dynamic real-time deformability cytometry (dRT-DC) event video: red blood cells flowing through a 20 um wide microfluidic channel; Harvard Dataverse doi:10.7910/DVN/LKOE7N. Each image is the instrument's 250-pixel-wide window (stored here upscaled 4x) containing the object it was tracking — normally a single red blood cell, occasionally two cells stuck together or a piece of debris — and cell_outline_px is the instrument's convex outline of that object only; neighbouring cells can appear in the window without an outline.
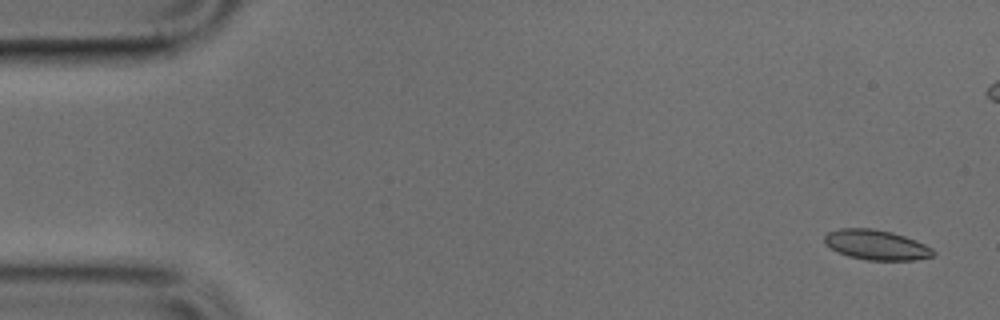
{"species": "common noctule bat (a hibernating species)", "species_latin": "Nyctalus noctula", "temperature_condition": "cold", "stored_images_in_passage": 50, "camera_frame_rate_fps": 3000, "um_per_image_px": 0.085, "animal": {"sex": "male", "body_mass_g": 17.9, "forearm_length_mm": 54.2}, "frame": {"image": 1, "passage_image": 2, "time_ms": 0.333, "image_size_px": [1000, 320], "cell_outline_px": [[936, 252], [932, 256], [916, 260], [868, 260], [848, 256], [836, 252], [824, 244], [824, 236], [828, 232], [840, 228], [872, 228], [892, 232], [916, 240], [932, 248]], "centroid_in_image_um": [74.46, 20.81], "position_along_channel_um": 10.5, "area_um2": 19.13}}
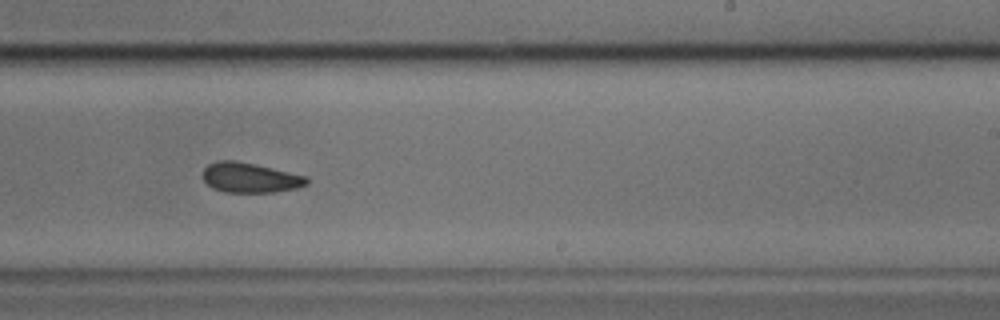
{"frame": {"image": 2, "passage_image": 30, "time_ms": 9.667, "image_size_px": [1000, 320], "cell_outline_px": [[308, 184], [296, 188], [272, 192], [224, 192], [212, 188], [204, 180], [204, 168], [208, 164], [216, 160], [236, 160], [256, 164], [308, 176]], "centroid_in_image_um": [21.26, 15.09], "position_along_channel_um": 267.7, "area_um2": 18.21}}
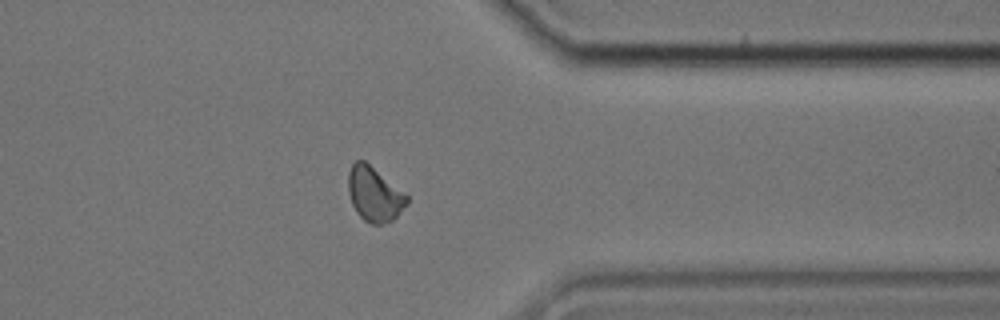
{"frame": {"image": 3, "passage_image": 39, "time_ms": 12.667, "image_size_px": [1000, 320], "cell_outline_px": [[408, 204], [392, 220], [384, 224], [372, 224], [364, 220], [356, 212], [352, 204], [348, 192], [348, 172], [352, 164], [356, 160], [364, 160], [408, 196]], "centroid_in_image_um": [31.8, 16.52], "position_along_channel_um": 379.6, "area_um2": 18.44}}